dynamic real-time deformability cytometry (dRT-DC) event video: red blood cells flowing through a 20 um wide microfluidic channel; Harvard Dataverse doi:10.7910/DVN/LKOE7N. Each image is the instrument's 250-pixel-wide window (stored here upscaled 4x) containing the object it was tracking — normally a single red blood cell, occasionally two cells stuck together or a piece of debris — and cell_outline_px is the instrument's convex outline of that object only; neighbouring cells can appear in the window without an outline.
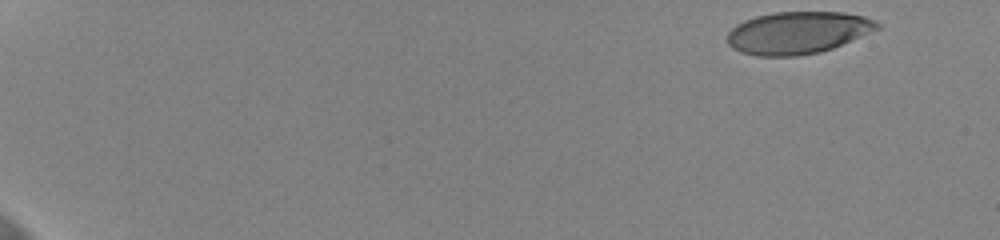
{"species": "human", "species_latin": "Homo sapiens", "temperature_condition": "cold", "stored_images_in_passage": 15, "camera_frame_rate_fps": 3000, "um_per_image_px": 0.085, "donor": {"sex": "female"}, "frame": {"image": 1, "passage_image": 1, "time_ms": 0.0, "image_size_px": [1000, 240], "cell_outline_px": [[880, 28], [832, 48], [820, 52], [796, 56], [756, 56], [740, 52], [732, 48], [728, 44], [728, 32], [736, 24], [744, 20], [756, 16], [776, 12], [840, 12], [864, 16], [876, 20], [880, 24]], "centroid_in_image_um": [67.79, 2.78], "position_along_channel_um": 17.2, "area_um2": 36.88}}
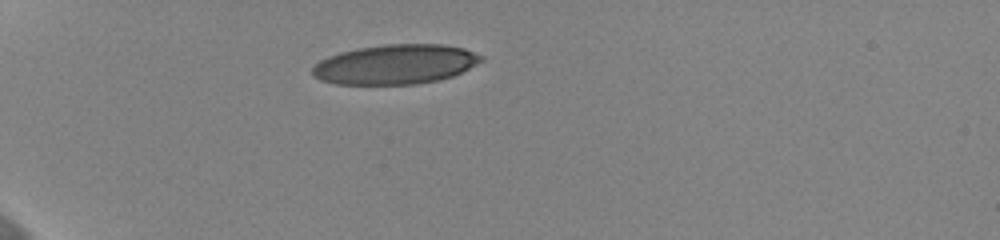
{"frame": {"image": 2, "passage_image": 8, "time_ms": 2.333, "image_size_px": [1000, 240], "cell_outline_px": [[484, 60], [452, 76], [436, 80], [416, 84], [336, 84], [320, 80], [312, 76], [312, 68], [320, 60], [328, 56], [340, 52], [360, 48], [384, 44], [444, 44], [464, 48], [484, 56]], "centroid_in_image_um": [33.59, 5.46], "position_along_channel_um": 51.4, "area_um2": 38.96}}